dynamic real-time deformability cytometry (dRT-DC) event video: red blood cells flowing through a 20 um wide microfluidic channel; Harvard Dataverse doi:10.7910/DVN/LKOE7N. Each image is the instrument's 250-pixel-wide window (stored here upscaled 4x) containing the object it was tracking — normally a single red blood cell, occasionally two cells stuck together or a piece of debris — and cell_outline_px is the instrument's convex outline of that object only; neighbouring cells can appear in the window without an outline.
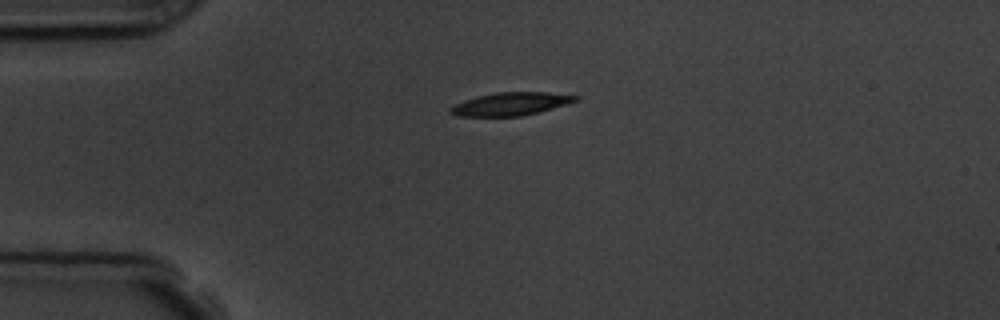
{"species": "common noctule bat (a hibernating species)", "species_latin": "Nyctalus noctula", "temperature_condition": "room temperature", "stored_images_in_passage": 2, "camera_frame_rate_fps": 3000, "um_per_image_px": 0.085, "animal": {"sex": "male", "body_mass_g": 19.5, "forearm_length_mm": 54.6}, "frame": {"image": 1, "passage_image": 1, "time_ms": 0.0, "image_size_px": [1000, 320], "cell_outline_px": [[580, 100], [536, 112], [520, 116], [456, 116], [448, 112], [448, 108], [464, 100], [476, 96], [496, 92], [548, 92], [580, 96]], "centroid_in_image_um": [43.37, 8.82], "position_along_channel_um": 41.6, "area_um2": 16.7}}